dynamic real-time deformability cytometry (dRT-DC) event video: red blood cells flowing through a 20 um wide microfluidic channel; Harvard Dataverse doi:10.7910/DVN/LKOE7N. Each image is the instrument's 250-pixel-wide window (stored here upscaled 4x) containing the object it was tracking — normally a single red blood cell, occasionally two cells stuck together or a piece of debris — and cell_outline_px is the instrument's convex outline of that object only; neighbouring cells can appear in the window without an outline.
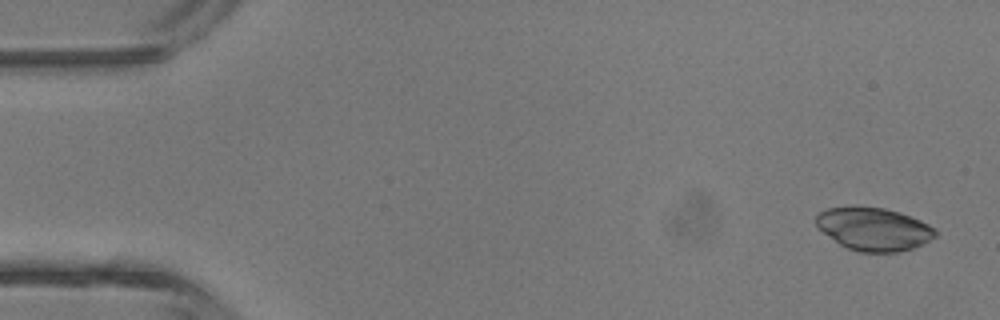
{"species": "common noctule bat (a hibernating species)", "species_latin": "Nyctalus noctula", "temperature_condition": "room temperature", "stored_images_in_passage": 4, "camera_frame_rate_fps": 3000, "um_per_image_px": 0.085, "animal": {"sex": "male", "body_mass_g": 13.3}, "frame": {"image": 1, "passage_image": 1, "time_ms": 0.0, "image_size_px": [1000, 320], "cell_outline_px": [[936, 236], [912, 248], [896, 252], [860, 252], [848, 248], [840, 244], [824, 232], [816, 224], [816, 216], [820, 212], [828, 208], [848, 204], [856, 204], [884, 208], [900, 212], [920, 220], [936, 228]], "centroid_in_image_um": [74.25, 19.42], "position_along_channel_um": 10.8, "area_um2": 30.06}}
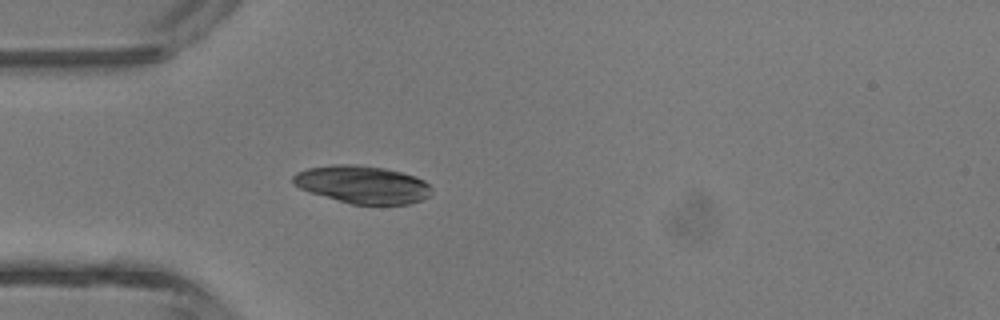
{"frame": {"image": 2, "passage_image": 4, "time_ms": 3.667, "image_size_px": [1000, 320], "cell_outline_px": [[432, 192], [428, 196], [420, 200], [408, 204], [352, 204], [308, 192], [292, 184], [292, 176], [296, 172], [308, 168], [332, 164], [356, 164], [384, 168], [416, 176], [424, 180], [432, 188]], "centroid_in_image_um": [30.78, 15.67], "position_along_channel_um": 54.2, "area_um2": 30.52}}